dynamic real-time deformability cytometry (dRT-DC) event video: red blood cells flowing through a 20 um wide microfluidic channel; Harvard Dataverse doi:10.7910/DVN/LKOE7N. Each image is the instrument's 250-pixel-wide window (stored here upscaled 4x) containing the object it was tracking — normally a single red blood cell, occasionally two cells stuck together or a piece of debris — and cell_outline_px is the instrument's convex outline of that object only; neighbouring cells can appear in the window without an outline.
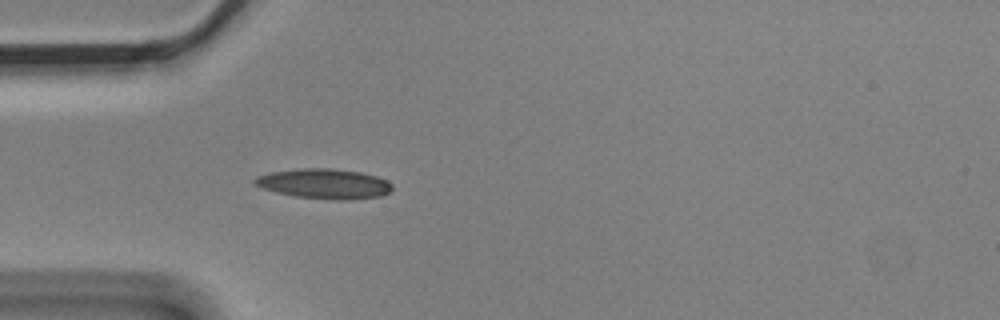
{"species": "Egyptian fruit bat (a non-hibernating species)", "species_latin": "Rousettus aegyptiacus", "temperature_condition": "cold", "stored_images_in_passage": 5, "camera_frame_rate_fps": 3000, "um_per_image_px": 0.085, "animal": {"sex": "male"}, "frame": {"image": 1, "passage_image": 5, "time_ms": 1.333, "image_size_px": [1000, 320], "cell_outline_px": [[392, 188], [388, 192], [380, 196], [352, 200], [336, 200], [296, 196], [276, 192], [252, 184], [252, 180], [256, 176], [272, 172], [304, 168], [332, 168], [360, 172], [376, 176], [388, 180], [392, 184]], "centroid_in_image_um": [27.57, 15.62], "position_along_channel_um": 57.4, "area_um2": 23.99}}